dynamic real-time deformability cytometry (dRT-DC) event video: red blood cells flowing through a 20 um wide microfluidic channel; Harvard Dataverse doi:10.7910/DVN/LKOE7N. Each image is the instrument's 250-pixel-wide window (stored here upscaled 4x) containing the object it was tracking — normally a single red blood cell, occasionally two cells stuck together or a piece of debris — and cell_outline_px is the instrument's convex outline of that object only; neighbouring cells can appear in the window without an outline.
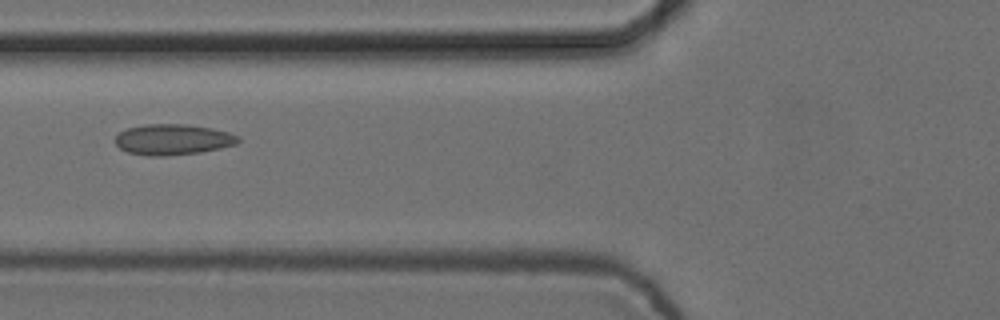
{"species": "common noctule bat (a hibernating species)", "species_latin": "Nyctalus noctula", "temperature_condition": "cold", "stored_images_in_passage": 8, "camera_frame_rate_fps": 3000, "um_per_image_px": 0.085, "animal": {"sex": "female", "body_mass_g": 24.6, "forearm_length_mm": 56.2}, "frame": {"image": 1, "passage_image": 6, "time_ms": 1.667, "image_size_px": [1000, 320], "cell_outline_px": [[240, 140], [236, 144], [220, 148], [200, 152], [164, 156], [148, 156], [128, 152], [120, 148], [116, 144], [116, 136], [120, 132], [128, 128], [144, 124], [184, 124], [212, 128], [228, 132], [240, 136]], "centroid_in_image_um": [14.7, 11.86], "position_along_channel_um": 111.1, "area_um2": 21.96}}
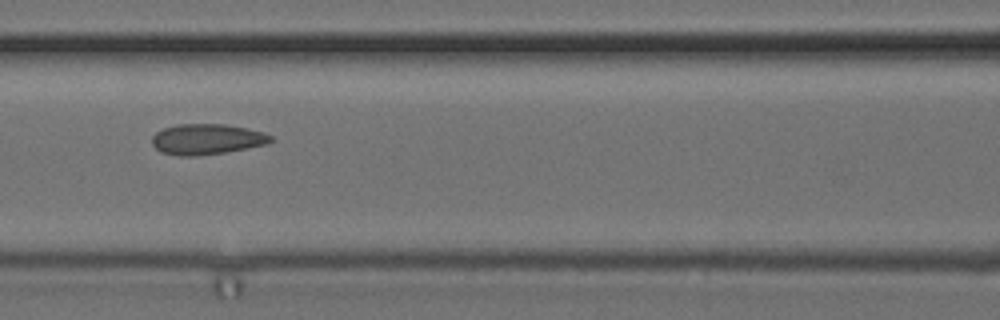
{"frame": {"image": 2, "passage_image": 7, "time_ms": 2.0, "image_size_px": [1000, 320], "cell_outline_px": [[276, 140], [268, 144], [224, 152], [196, 156], [180, 156], [160, 152], [152, 144], [152, 136], [156, 132], [164, 128], [176, 124], [224, 124], [248, 128], [264, 132], [272, 136]], "centroid_in_image_um": [17.6, 11.83], "position_along_channel_um": 149.0, "area_um2": 21.33}}
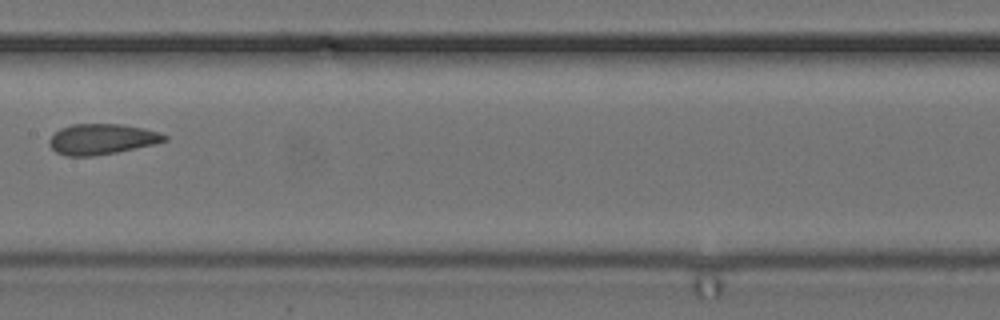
{"frame": {"image": 3, "passage_image": 8, "time_ms": 2.333, "image_size_px": [1000, 320], "cell_outline_px": [[168, 140], [152, 144], [116, 152], [92, 156], [68, 156], [56, 152], [48, 144], [48, 140], [60, 128], [72, 124], [120, 124], [144, 128], [168, 136]], "centroid_in_image_um": [8.62, 11.82], "position_along_channel_um": 198.8, "area_um2": 20.29}}